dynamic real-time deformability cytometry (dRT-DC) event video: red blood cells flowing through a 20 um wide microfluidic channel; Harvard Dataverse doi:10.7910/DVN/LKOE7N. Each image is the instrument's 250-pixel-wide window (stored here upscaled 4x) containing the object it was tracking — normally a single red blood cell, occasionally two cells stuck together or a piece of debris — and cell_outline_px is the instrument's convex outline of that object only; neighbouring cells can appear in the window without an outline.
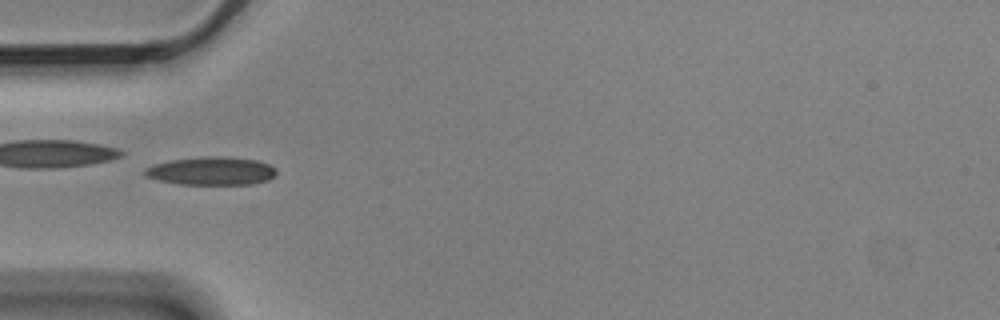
{"species": "Egyptian fruit bat (a non-hibernating species)", "species_latin": "Rousettus aegyptiacus", "temperature_condition": "cold", "stored_images_in_passage": 10, "camera_frame_rate_fps": 3000, "um_per_image_px": 0.085, "animal": {"sex": "male"}, "frame": {"image": 1, "passage_image": 4, "time_ms": 1.0, "image_size_px": [1000, 320], "cell_outline_px": [[276, 176], [268, 180], [252, 184], [180, 184], [160, 180], [144, 176], [144, 168], [152, 164], [168, 160], [208, 156], [216, 156], [256, 160], [268, 164], [276, 168]], "centroid_in_image_um": [17.95, 14.53], "position_along_channel_um": 67.1, "area_um2": 21.62}}
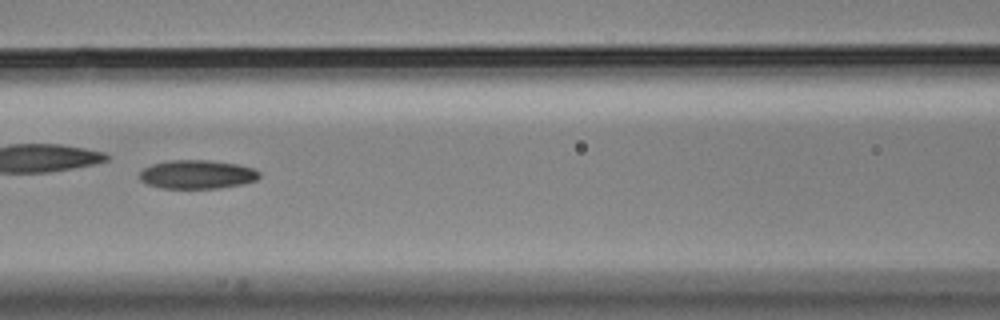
{"frame": {"image": 2, "passage_image": 6, "time_ms": 1.667, "image_size_px": [1000, 320], "cell_outline_px": [[260, 176], [256, 180], [244, 184], [220, 188], [160, 188], [148, 184], [140, 180], [140, 172], [144, 168], [152, 164], [168, 160], [208, 160], [236, 164], [252, 168], [260, 172]], "centroid_in_image_um": [16.76, 14.83], "position_along_channel_um": 149.8, "area_um2": 20.06}}